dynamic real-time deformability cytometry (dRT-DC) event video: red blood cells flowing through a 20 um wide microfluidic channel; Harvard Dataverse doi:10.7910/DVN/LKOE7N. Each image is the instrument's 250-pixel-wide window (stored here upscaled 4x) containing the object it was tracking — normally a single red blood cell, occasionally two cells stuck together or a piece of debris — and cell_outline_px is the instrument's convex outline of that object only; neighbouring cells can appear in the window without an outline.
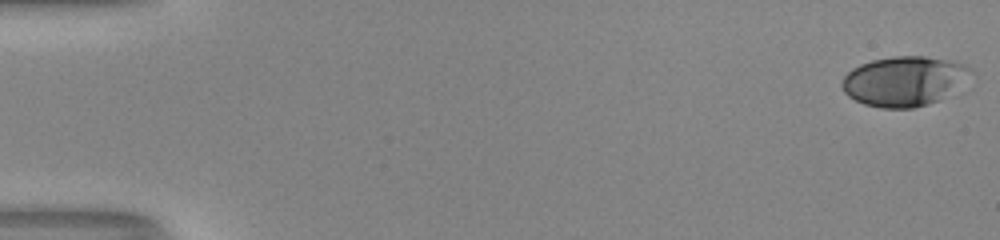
{"species": "human", "species_latin": "Homo sapiens", "temperature_condition": "room temperature", "stored_images_in_passage": 53, "camera_frame_rate_fps": 3000, "um_per_image_px": 0.085, "donor": {"sex": "male"}, "frame": {"image": 1, "passage_image": 1, "time_ms": 0.0, "image_size_px": [1000, 240], "cell_outline_px": [[976, 76], [936, 100], [928, 104], [912, 108], [880, 108], [864, 104], [848, 96], [844, 92], [840, 84], [844, 76], [852, 68], [860, 64], [872, 60], [892, 56], [924, 56], [948, 60], [964, 64], [972, 68], [976, 72]], "centroid_in_image_um": [76.87, 6.88], "position_along_channel_um": 8.1, "area_um2": 37.57}}
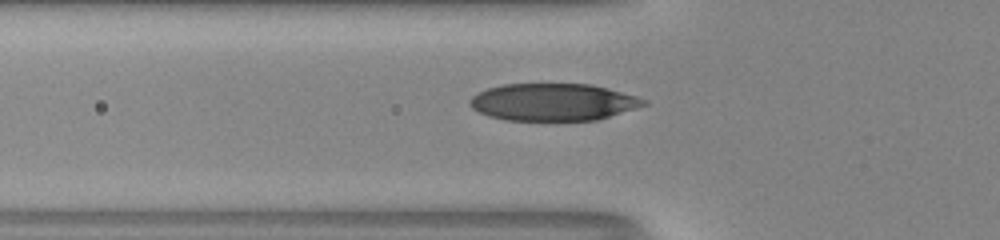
{"frame": {"image": 2, "passage_image": 20, "time_ms": 6.333, "image_size_px": [1000, 240], "cell_outline_px": [[648, 104], [636, 108], [596, 120], [504, 120], [488, 116], [472, 108], [468, 104], [468, 100], [472, 96], [488, 88], [504, 84], [592, 84], [608, 88], [636, 96], [648, 100]], "centroid_in_image_um": [47.01, 8.67], "position_along_channel_um": 78.8, "area_um2": 37.69}}
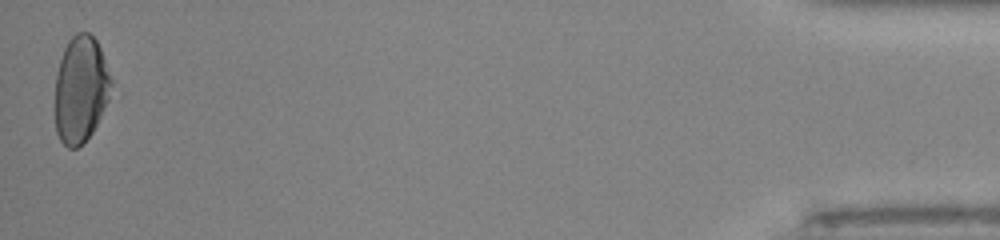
{"frame": {"image": 3, "passage_image": 53, "time_ms": 17.333, "image_size_px": [1000, 240], "cell_outline_px": [[112, 84], [108, 100], [92, 132], [76, 148], [68, 148], [60, 140], [56, 132], [56, 76], [60, 60], [64, 48], [68, 40], [76, 32], [88, 32], [96, 40], [100, 48], [112, 80]], "centroid_in_image_um": [6.86, 7.57], "position_along_channel_um": 428.3, "area_um2": 34.51}, "authors_computed_cell_mechanics": {"area_um2": 36.992, "velocity_mm_per_s": 4.0183, "shape_relaxation_time_tau1_ms": 4.9811, "shape_relaxation_time_tau2_ms": 1.1927, "deformation_change_tau1": 0.2013, "deformation_change_tau2": 0.0642}}